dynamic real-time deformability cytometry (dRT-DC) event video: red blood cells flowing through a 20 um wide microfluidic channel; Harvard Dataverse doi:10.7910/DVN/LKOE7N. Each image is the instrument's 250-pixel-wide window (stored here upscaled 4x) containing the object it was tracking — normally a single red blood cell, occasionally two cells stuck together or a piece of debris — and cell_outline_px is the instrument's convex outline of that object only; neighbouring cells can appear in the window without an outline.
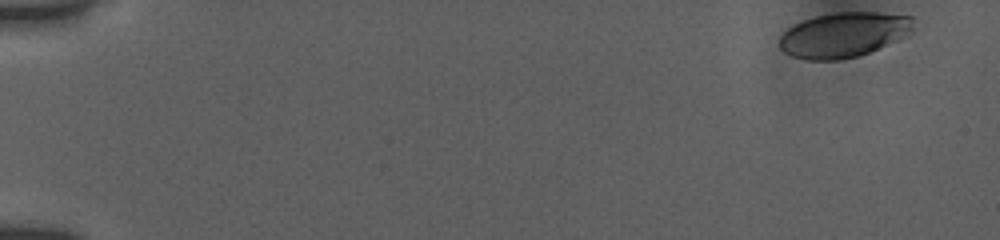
{"species": "human", "species_latin": "Homo sapiens", "temperature_condition": "room temperature", "stored_images_in_passage": 47, "camera_frame_rate_fps": 3000, "um_per_image_px": 0.085, "donor": {"sex": "female"}, "frame": {"image": 1, "passage_image": 1, "time_ms": 0.0, "image_size_px": [1000, 240], "cell_outline_px": [[912, 32], [908, 36], [872, 52], [860, 56], [840, 60], [804, 60], [792, 56], [784, 52], [780, 48], [780, 36], [788, 28], [804, 20], [816, 16], [836, 12], [876, 12], [912, 16]], "centroid_in_image_um": [71.74, 2.97], "position_along_channel_um": 13.3, "area_um2": 35.37}}
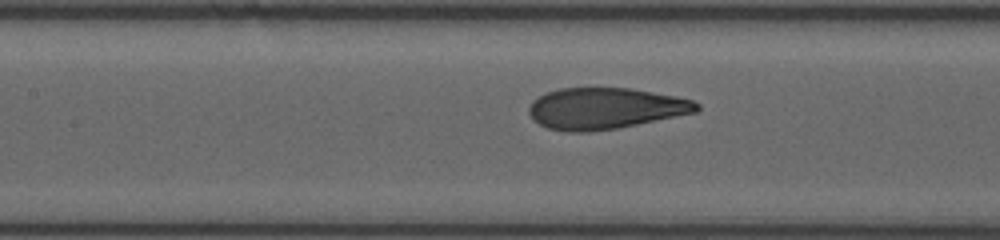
{"frame": {"image": 2, "passage_image": 25, "time_ms": 8.0, "image_size_px": [1000, 240], "cell_outline_px": [[700, 108], [696, 112], [616, 128], [588, 132], [568, 132], [548, 128], [532, 120], [528, 112], [528, 108], [532, 100], [544, 92], [560, 88], [632, 88], [676, 96], [692, 100], [700, 104]], "centroid_in_image_um": [51.39, 9.2], "position_along_channel_um": 156.0, "area_um2": 40.4}}
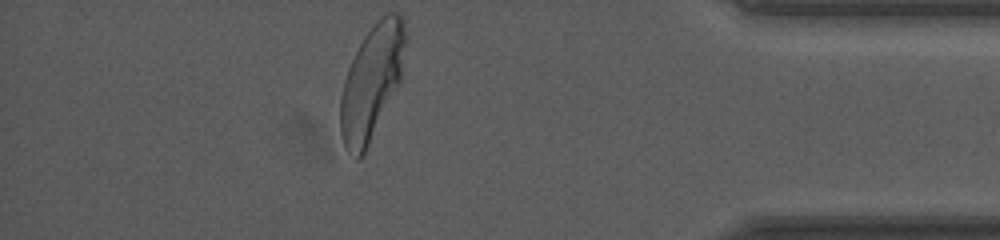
{"frame": {"image": 3, "passage_image": 47, "time_ms": 15.333, "image_size_px": [1000, 240], "cell_outline_px": [[404, 44], [400, 80], [364, 152], [356, 160], [348, 152], [344, 144], [340, 132], [340, 96], [344, 80], [348, 68], [364, 36], [376, 20], [388, 12], [400, 12], [404, 20]], "centroid_in_image_um": [31.56, 6.95], "position_along_channel_um": 403.6, "area_um2": 42.25}, "authors_computed_cell_mechanics": {"area_um2": 40.5756, "velocity_mm_per_s": 3.8179, "shape_relaxation_time_tau1_ms": 5.0035, "shape_relaxation_time_tau2_ms": null, "deformation_change_tau1": 0.2292, "deformation_change_tau2": null}}